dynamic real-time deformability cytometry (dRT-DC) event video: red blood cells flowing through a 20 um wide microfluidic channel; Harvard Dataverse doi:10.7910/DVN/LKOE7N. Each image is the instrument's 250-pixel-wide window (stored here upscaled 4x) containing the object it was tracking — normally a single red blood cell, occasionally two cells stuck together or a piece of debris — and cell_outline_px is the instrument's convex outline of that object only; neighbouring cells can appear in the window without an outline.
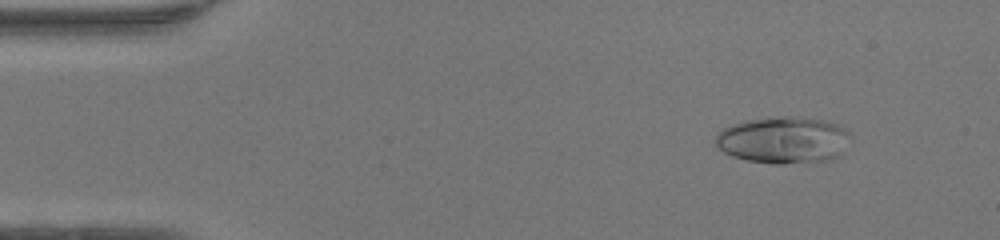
{"species": "human", "species_latin": "Homo sapiens", "temperature_condition": "warm", "stored_images_in_passage": 48, "camera_frame_rate_fps": 3000, "um_per_image_px": 0.085, "donor": {"sex": "female"}, "frame": {"image": 1, "passage_image": 5, "time_ms": 1.333, "image_size_px": [1000, 240], "cell_outline_px": [[852, 136], [840, 156], [832, 160], [784, 164], [776, 164], [748, 160], [732, 156], [724, 152], [716, 144], [716, 132], [720, 128], [732, 124], [748, 120], [792, 116], [820, 120], [840, 124]], "centroid_in_image_um": [66.62, 11.91], "position_along_channel_um": 18.4, "area_um2": 36.88}}
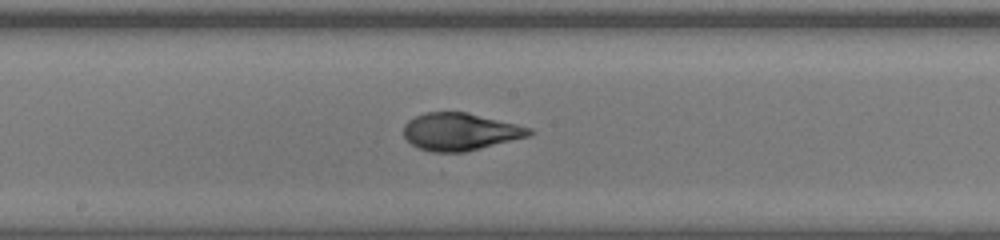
{"frame": {"image": 2, "passage_image": 25, "time_ms": 8.0, "image_size_px": [1000, 240], "cell_outline_px": [[536, 132], [528, 136], [464, 152], [440, 156], [420, 148], [412, 144], [404, 136], [404, 124], [408, 120], [424, 112], [468, 112], [532, 128]], "centroid_in_image_um": [39.08, 11.22], "position_along_channel_um": 209.1, "area_um2": 27.74}}
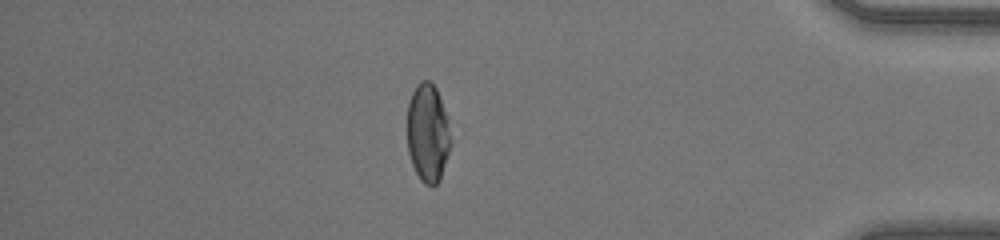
{"frame": {"image": 3, "passage_image": 41, "time_ms": 13.333, "image_size_px": [1000, 240], "cell_outline_px": [[456, 136], [440, 180], [436, 184], [424, 184], [420, 180], [412, 164], [408, 152], [408, 100], [416, 84], [420, 80], [428, 80], [436, 88]], "centroid_in_image_um": [36.43, 11.3], "position_along_channel_um": 398.8, "area_um2": 25.89}, "authors_computed_cell_mechanics": {"area_um2": 28.611, "velocity_mm_per_s": 4.3073, "shape_relaxation_time_tau1_ms": 5.1102, "shape_relaxation_time_tau2_ms": 0.7234, "deformation_change_tau1": 0.2468, "deformation_change_tau2": 0.0492}}